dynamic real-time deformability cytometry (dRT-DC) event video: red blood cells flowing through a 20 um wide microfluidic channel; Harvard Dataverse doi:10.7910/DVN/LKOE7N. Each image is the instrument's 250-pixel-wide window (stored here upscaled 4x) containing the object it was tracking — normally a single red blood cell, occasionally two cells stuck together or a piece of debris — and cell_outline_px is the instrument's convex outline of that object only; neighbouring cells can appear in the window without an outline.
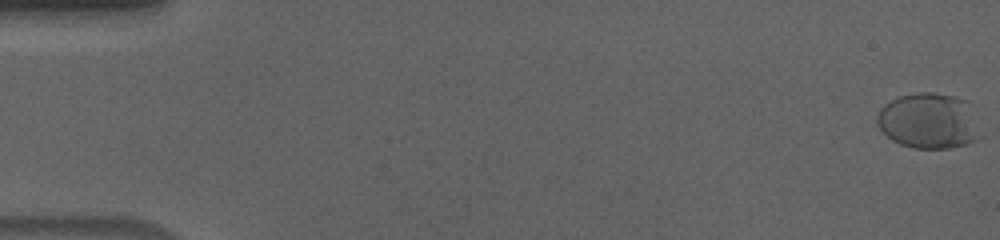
{"species": "human", "species_latin": "Homo sapiens", "temperature_condition": "cold", "stored_images_in_passage": 58, "camera_frame_rate_fps": 3000, "um_per_image_px": 0.085, "donor": {"sex": "male"}, "frame": {"image": 1, "passage_image": 1, "time_ms": 0.0, "image_size_px": [1000, 240], "cell_outline_px": [[984, 136], [968, 144], [948, 148], [912, 148], [900, 144], [892, 140], [876, 124], [876, 116], [880, 108], [884, 104], [900, 96], [916, 92], [932, 92], [952, 96], [964, 100]], "centroid_in_image_um": [78.92, 10.3], "position_along_channel_um": 6.1, "area_um2": 33.41}}
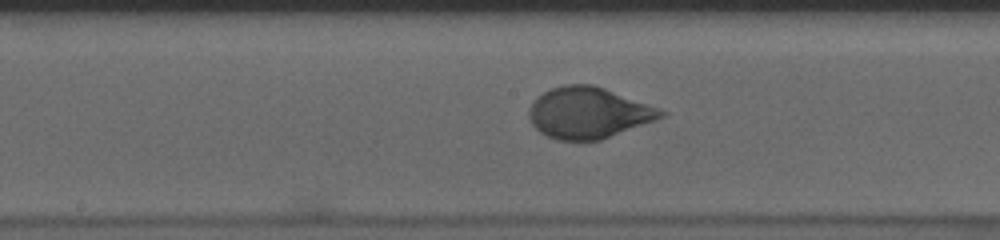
{"frame": {"image": 2, "passage_image": 31, "time_ms": 10.0, "image_size_px": [1000, 240], "cell_outline_px": [[668, 112], [664, 116], [656, 120], [600, 140], [556, 140], [540, 132], [532, 124], [528, 116], [528, 108], [536, 96], [552, 88], [564, 84], [592, 84], [604, 88], [660, 108]], "centroid_in_image_um": [50.0, 9.58], "position_along_channel_um": 198.2, "area_um2": 39.36}}
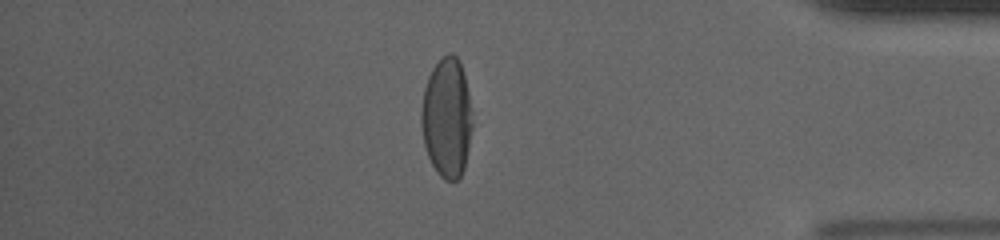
{"frame": {"image": 3, "passage_image": 50, "time_ms": 16.333, "image_size_px": [1000, 240], "cell_outline_px": [[472, 128], [464, 168], [460, 176], [456, 180], [444, 180], [436, 172], [428, 156], [424, 144], [420, 124], [420, 112], [424, 88], [428, 76], [432, 68], [448, 52], [452, 52], [460, 60], [464, 72], [472, 112]], "centroid_in_image_um": [37.97, 9.99], "position_along_channel_um": 397.2, "area_um2": 35.89}, "authors_computed_cell_mechanics": {"area_um2": 36.4718, "velocity_mm_per_s": 3.6208, "shape_relaxation_time_tau1_ms": 4.9071, "shape_relaxation_time_tau2_ms": null, "deformation_change_tau1": 0.1858, "deformation_change_tau2": null}}